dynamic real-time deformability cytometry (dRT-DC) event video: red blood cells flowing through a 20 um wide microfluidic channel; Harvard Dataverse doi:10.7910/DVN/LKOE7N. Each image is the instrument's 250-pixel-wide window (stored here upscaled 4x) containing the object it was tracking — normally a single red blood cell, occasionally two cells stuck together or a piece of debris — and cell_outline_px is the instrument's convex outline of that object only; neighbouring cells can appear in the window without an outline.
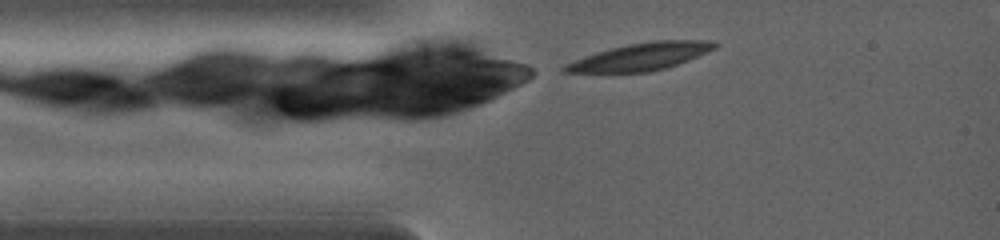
{"species": "common noctule bat (a hibernating species)", "species_latin": "Nyctalus noctula", "temperature_condition": "warm", "stored_images_in_passage": 4, "camera_frame_rate_fps": 5000, "um_per_image_px": 0.085, "animal": {"sex": "female", "body_mass_g": 19.0, "forearm_length_mm": 53.3}, "frame": {"image": 1, "passage_image": 1, "time_ms": 0.0, "image_size_px": [1000, 240], "cell_outline_px": [[720, 44], [716, 48], [708, 52], [688, 60], [664, 68], [648, 72], [560, 72], [560, 68], [564, 64], [596, 52], [628, 44], [652, 40], [708, 40]], "centroid_in_image_um": [54.46, 4.81], "position_along_channel_um": 30.5, "area_um2": 23.76}}
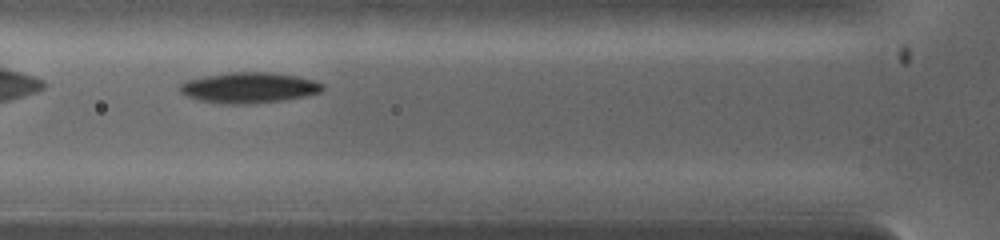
{"frame": {"image": 2, "passage_image": 3, "time_ms": 1.6, "image_size_px": [1000, 240], "cell_outline_px": [[324, 88], [320, 92], [280, 100], [248, 104], [228, 104], [200, 100], [188, 96], [180, 92], [180, 84], [188, 80], [204, 76], [228, 72], [272, 72], [296, 76], [316, 80], [324, 84]], "centroid_in_image_um": [21.17, 7.43], "position_along_channel_um": 104.6, "area_um2": 25.2}}
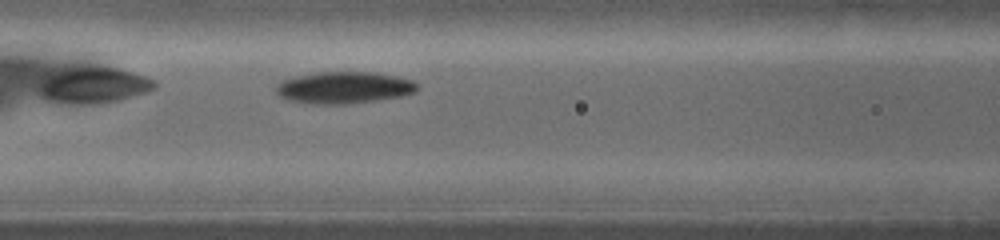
{"frame": {"image": 3, "passage_image": 4, "time_ms": 2.2, "image_size_px": [1000, 240], "cell_outline_px": [[416, 92], [400, 96], [376, 100], [344, 104], [312, 104], [284, 100], [276, 92], [276, 84], [292, 76], [316, 72], [372, 72], [396, 76], [412, 80], [416, 84]], "centroid_in_image_um": [29.17, 7.44], "position_along_channel_um": 137.4, "area_um2": 26.24}}